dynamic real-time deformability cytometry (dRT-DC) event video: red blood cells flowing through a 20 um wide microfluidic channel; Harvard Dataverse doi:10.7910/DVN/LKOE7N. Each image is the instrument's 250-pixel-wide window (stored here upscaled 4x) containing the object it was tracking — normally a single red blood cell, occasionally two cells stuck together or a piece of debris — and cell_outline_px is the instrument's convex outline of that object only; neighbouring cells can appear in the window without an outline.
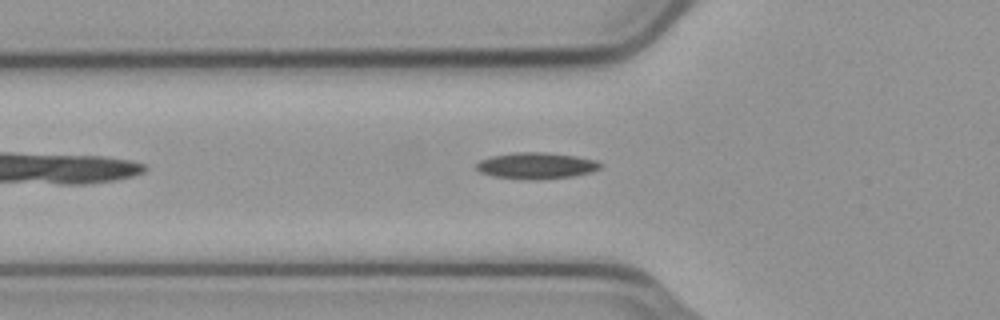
{"species": "common noctule bat (a hibernating species)", "species_latin": "Nyctalus noctula", "temperature_condition": "cold", "stored_images_in_passage": 37, "camera_frame_rate_fps": 3000, "um_per_image_px": 0.085, "animal": {"sex": "male", "body_mass_g": 23.1, "forearm_length_mm": 52.7}, "frame": {"image": 1, "passage_image": 5, "time_ms": 1.333, "image_size_px": [1000, 320], "cell_outline_px": [[600, 168], [588, 172], [572, 176], [536, 180], [524, 180], [492, 176], [480, 172], [476, 168], [476, 164], [480, 160], [492, 156], [516, 152], [544, 152], [576, 156], [596, 160], [600, 164]], "centroid_in_image_um": [45.53, 14.09], "position_along_channel_um": 80.3, "area_um2": 18.96}}
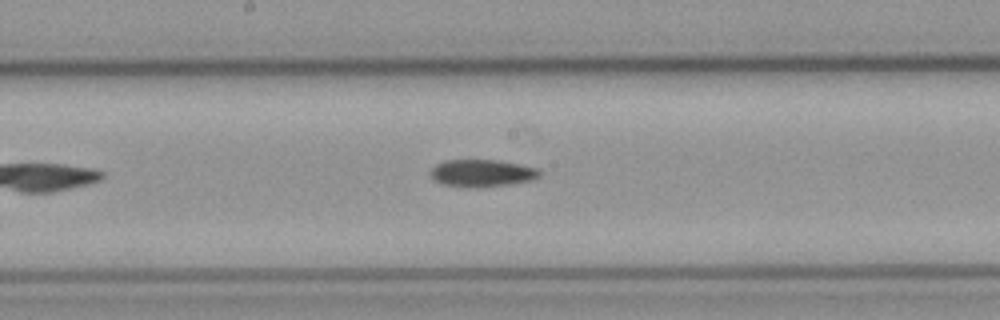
{"frame": {"image": 2, "passage_image": 15, "time_ms": 4.667, "image_size_px": [1000, 320], "cell_outline_px": [[540, 176], [532, 180], [508, 184], [480, 188], [468, 188], [440, 184], [432, 180], [428, 172], [436, 164], [444, 160], [500, 160], [520, 164], [536, 168], [540, 172]], "centroid_in_image_um": [40.89, 14.73], "position_along_channel_um": 207.3, "area_um2": 17.69}}
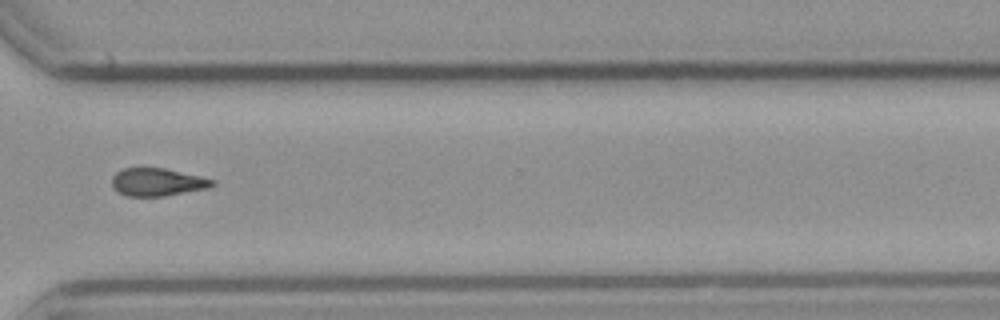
{"frame": {"image": 3, "passage_image": 27, "time_ms": 8.667, "image_size_px": [1000, 320], "cell_outline_px": [[216, 184], [208, 188], [164, 196], [128, 196], [112, 188], [112, 176], [116, 172], [124, 168], [140, 164], [164, 168], [200, 176], [216, 180]], "centroid_in_image_um": [13.34, 15.43], "position_along_channel_um": 357.3, "area_um2": 16.82}}